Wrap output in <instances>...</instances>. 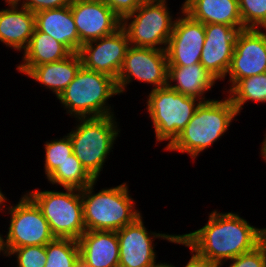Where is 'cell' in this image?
<instances>
[{"label":"cell","mask_w":266,"mask_h":267,"mask_svg":"<svg viewBox=\"0 0 266 267\" xmlns=\"http://www.w3.org/2000/svg\"><path fill=\"white\" fill-rule=\"evenodd\" d=\"M266 228L252 226L235 212L211 211L202 228L178 234L174 244L192 249L215 266L253 250L265 238Z\"/></svg>","instance_id":"1"},{"label":"cell","mask_w":266,"mask_h":267,"mask_svg":"<svg viewBox=\"0 0 266 267\" xmlns=\"http://www.w3.org/2000/svg\"><path fill=\"white\" fill-rule=\"evenodd\" d=\"M238 113L231 99H210L199 104L195 114L175 141L165 151L188 154L195 161L229 130Z\"/></svg>","instance_id":"2"},{"label":"cell","mask_w":266,"mask_h":267,"mask_svg":"<svg viewBox=\"0 0 266 267\" xmlns=\"http://www.w3.org/2000/svg\"><path fill=\"white\" fill-rule=\"evenodd\" d=\"M97 181L81 190L86 231H117L142 215L127 182L95 192Z\"/></svg>","instance_id":"3"},{"label":"cell","mask_w":266,"mask_h":267,"mask_svg":"<svg viewBox=\"0 0 266 267\" xmlns=\"http://www.w3.org/2000/svg\"><path fill=\"white\" fill-rule=\"evenodd\" d=\"M115 95L120 94L114 78L81 66L57 100L72 118H95L115 115L108 102Z\"/></svg>","instance_id":"4"},{"label":"cell","mask_w":266,"mask_h":267,"mask_svg":"<svg viewBox=\"0 0 266 267\" xmlns=\"http://www.w3.org/2000/svg\"><path fill=\"white\" fill-rule=\"evenodd\" d=\"M69 133L73 153L82 166L98 180L105 162L113 152L121 129L115 115L95 118H76Z\"/></svg>","instance_id":"5"},{"label":"cell","mask_w":266,"mask_h":267,"mask_svg":"<svg viewBox=\"0 0 266 267\" xmlns=\"http://www.w3.org/2000/svg\"><path fill=\"white\" fill-rule=\"evenodd\" d=\"M146 96V113L151 120L156 143L167 141L165 150L186 127L202 102L185 96L168 86L153 89Z\"/></svg>","instance_id":"6"},{"label":"cell","mask_w":266,"mask_h":267,"mask_svg":"<svg viewBox=\"0 0 266 267\" xmlns=\"http://www.w3.org/2000/svg\"><path fill=\"white\" fill-rule=\"evenodd\" d=\"M65 190V191H64ZM48 221L55 238L78 240L86 231L83 219L81 190H26Z\"/></svg>","instance_id":"7"},{"label":"cell","mask_w":266,"mask_h":267,"mask_svg":"<svg viewBox=\"0 0 266 267\" xmlns=\"http://www.w3.org/2000/svg\"><path fill=\"white\" fill-rule=\"evenodd\" d=\"M170 10L168 0H146L125 16L121 27L130 45L166 50L176 19Z\"/></svg>","instance_id":"8"},{"label":"cell","mask_w":266,"mask_h":267,"mask_svg":"<svg viewBox=\"0 0 266 267\" xmlns=\"http://www.w3.org/2000/svg\"><path fill=\"white\" fill-rule=\"evenodd\" d=\"M8 200L6 197L0 206V213L10 215L5 235L8 253L14 248L46 245L55 238L41 210L25 192L17 204Z\"/></svg>","instance_id":"9"},{"label":"cell","mask_w":266,"mask_h":267,"mask_svg":"<svg viewBox=\"0 0 266 267\" xmlns=\"http://www.w3.org/2000/svg\"><path fill=\"white\" fill-rule=\"evenodd\" d=\"M168 58L166 50L129 46L124 63L116 79L119 94L127 92L134 80L153 86L151 90L167 86Z\"/></svg>","instance_id":"10"},{"label":"cell","mask_w":266,"mask_h":267,"mask_svg":"<svg viewBox=\"0 0 266 267\" xmlns=\"http://www.w3.org/2000/svg\"><path fill=\"white\" fill-rule=\"evenodd\" d=\"M143 218L141 215L116 231L119 240L118 267H151L157 261L155 239L174 243L179 238L177 234L148 231Z\"/></svg>","instance_id":"11"},{"label":"cell","mask_w":266,"mask_h":267,"mask_svg":"<svg viewBox=\"0 0 266 267\" xmlns=\"http://www.w3.org/2000/svg\"><path fill=\"white\" fill-rule=\"evenodd\" d=\"M266 73V29H243L236 37L235 50L231 59L228 75L229 88L226 94L239 80ZM225 92V93H224Z\"/></svg>","instance_id":"12"},{"label":"cell","mask_w":266,"mask_h":267,"mask_svg":"<svg viewBox=\"0 0 266 267\" xmlns=\"http://www.w3.org/2000/svg\"><path fill=\"white\" fill-rule=\"evenodd\" d=\"M176 17L166 48L168 66H191L200 63L205 24L187 14L183 5Z\"/></svg>","instance_id":"13"},{"label":"cell","mask_w":266,"mask_h":267,"mask_svg":"<svg viewBox=\"0 0 266 267\" xmlns=\"http://www.w3.org/2000/svg\"><path fill=\"white\" fill-rule=\"evenodd\" d=\"M130 43L121 27L115 33L82 44L79 55L82 66L117 79Z\"/></svg>","instance_id":"14"},{"label":"cell","mask_w":266,"mask_h":267,"mask_svg":"<svg viewBox=\"0 0 266 267\" xmlns=\"http://www.w3.org/2000/svg\"><path fill=\"white\" fill-rule=\"evenodd\" d=\"M70 8L82 44L121 28L122 19L102 0H72Z\"/></svg>","instance_id":"15"},{"label":"cell","mask_w":266,"mask_h":267,"mask_svg":"<svg viewBox=\"0 0 266 267\" xmlns=\"http://www.w3.org/2000/svg\"><path fill=\"white\" fill-rule=\"evenodd\" d=\"M239 30L224 24H205L201 65L218 81L226 77Z\"/></svg>","instance_id":"16"},{"label":"cell","mask_w":266,"mask_h":267,"mask_svg":"<svg viewBox=\"0 0 266 267\" xmlns=\"http://www.w3.org/2000/svg\"><path fill=\"white\" fill-rule=\"evenodd\" d=\"M0 9V42L23 52L35 30V14L22 4H7Z\"/></svg>","instance_id":"17"},{"label":"cell","mask_w":266,"mask_h":267,"mask_svg":"<svg viewBox=\"0 0 266 267\" xmlns=\"http://www.w3.org/2000/svg\"><path fill=\"white\" fill-rule=\"evenodd\" d=\"M81 66L82 60L79 53H71L56 62L35 67H16V70L38 82L41 87L52 91L57 98L75 78Z\"/></svg>","instance_id":"18"},{"label":"cell","mask_w":266,"mask_h":267,"mask_svg":"<svg viewBox=\"0 0 266 267\" xmlns=\"http://www.w3.org/2000/svg\"><path fill=\"white\" fill-rule=\"evenodd\" d=\"M77 241L80 256L91 267L119 266V240L116 231H85Z\"/></svg>","instance_id":"19"},{"label":"cell","mask_w":266,"mask_h":267,"mask_svg":"<svg viewBox=\"0 0 266 267\" xmlns=\"http://www.w3.org/2000/svg\"><path fill=\"white\" fill-rule=\"evenodd\" d=\"M35 14V27L62 43L71 53H78L82 43L71 12L70 5L46 9Z\"/></svg>","instance_id":"20"},{"label":"cell","mask_w":266,"mask_h":267,"mask_svg":"<svg viewBox=\"0 0 266 267\" xmlns=\"http://www.w3.org/2000/svg\"><path fill=\"white\" fill-rule=\"evenodd\" d=\"M217 82L201 63L191 66H168L167 86L202 102L210 100L205 94L211 91Z\"/></svg>","instance_id":"21"},{"label":"cell","mask_w":266,"mask_h":267,"mask_svg":"<svg viewBox=\"0 0 266 267\" xmlns=\"http://www.w3.org/2000/svg\"><path fill=\"white\" fill-rule=\"evenodd\" d=\"M183 10L203 24H224L244 29L238 0H184Z\"/></svg>","instance_id":"22"},{"label":"cell","mask_w":266,"mask_h":267,"mask_svg":"<svg viewBox=\"0 0 266 267\" xmlns=\"http://www.w3.org/2000/svg\"><path fill=\"white\" fill-rule=\"evenodd\" d=\"M22 60L16 67H35L68 57L71 52L49 34L36 27L27 48L22 52Z\"/></svg>","instance_id":"23"},{"label":"cell","mask_w":266,"mask_h":267,"mask_svg":"<svg viewBox=\"0 0 266 267\" xmlns=\"http://www.w3.org/2000/svg\"><path fill=\"white\" fill-rule=\"evenodd\" d=\"M236 108L238 115L249 101L266 103V73L239 80L226 94Z\"/></svg>","instance_id":"24"},{"label":"cell","mask_w":266,"mask_h":267,"mask_svg":"<svg viewBox=\"0 0 266 267\" xmlns=\"http://www.w3.org/2000/svg\"><path fill=\"white\" fill-rule=\"evenodd\" d=\"M47 179L49 184L78 190H82L95 180L74 153L59 165Z\"/></svg>","instance_id":"25"},{"label":"cell","mask_w":266,"mask_h":267,"mask_svg":"<svg viewBox=\"0 0 266 267\" xmlns=\"http://www.w3.org/2000/svg\"><path fill=\"white\" fill-rule=\"evenodd\" d=\"M44 267H74L80 255L78 241L68 238H54L46 244Z\"/></svg>","instance_id":"26"},{"label":"cell","mask_w":266,"mask_h":267,"mask_svg":"<svg viewBox=\"0 0 266 267\" xmlns=\"http://www.w3.org/2000/svg\"><path fill=\"white\" fill-rule=\"evenodd\" d=\"M54 140L44 142V171L47 179L56 168L61 165L68 157L73 154L72 143L69 135H64Z\"/></svg>","instance_id":"27"},{"label":"cell","mask_w":266,"mask_h":267,"mask_svg":"<svg viewBox=\"0 0 266 267\" xmlns=\"http://www.w3.org/2000/svg\"><path fill=\"white\" fill-rule=\"evenodd\" d=\"M244 29H266V0H238Z\"/></svg>","instance_id":"28"},{"label":"cell","mask_w":266,"mask_h":267,"mask_svg":"<svg viewBox=\"0 0 266 267\" xmlns=\"http://www.w3.org/2000/svg\"><path fill=\"white\" fill-rule=\"evenodd\" d=\"M12 256L17 263L15 267H44L47 259L46 245L14 248L8 253V258Z\"/></svg>","instance_id":"29"},{"label":"cell","mask_w":266,"mask_h":267,"mask_svg":"<svg viewBox=\"0 0 266 267\" xmlns=\"http://www.w3.org/2000/svg\"><path fill=\"white\" fill-rule=\"evenodd\" d=\"M227 263L228 267H266V240L264 239L253 250L228 260L218 267L227 266Z\"/></svg>","instance_id":"30"},{"label":"cell","mask_w":266,"mask_h":267,"mask_svg":"<svg viewBox=\"0 0 266 267\" xmlns=\"http://www.w3.org/2000/svg\"><path fill=\"white\" fill-rule=\"evenodd\" d=\"M72 0H23L21 3L31 12L36 13L46 9H56L69 6Z\"/></svg>","instance_id":"31"},{"label":"cell","mask_w":266,"mask_h":267,"mask_svg":"<svg viewBox=\"0 0 266 267\" xmlns=\"http://www.w3.org/2000/svg\"><path fill=\"white\" fill-rule=\"evenodd\" d=\"M104 1L121 19L134 12L143 0H102Z\"/></svg>","instance_id":"32"},{"label":"cell","mask_w":266,"mask_h":267,"mask_svg":"<svg viewBox=\"0 0 266 267\" xmlns=\"http://www.w3.org/2000/svg\"><path fill=\"white\" fill-rule=\"evenodd\" d=\"M189 250L191 257L187 263L183 265L184 267H217L206 259L199 257L192 249L189 248Z\"/></svg>","instance_id":"33"},{"label":"cell","mask_w":266,"mask_h":267,"mask_svg":"<svg viewBox=\"0 0 266 267\" xmlns=\"http://www.w3.org/2000/svg\"><path fill=\"white\" fill-rule=\"evenodd\" d=\"M5 234H1L0 232V255L2 254L3 256L8 257V251L6 248V243H5Z\"/></svg>","instance_id":"34"},{"label":"cell","mask_w":266,"mask_h":267,"mask_svg":"<svg viewBox=\"0 0 266 267\" xmlns=\"http://www.w3.org/2000/svg\"><path fill=\"white\" fill-rule=\"evenodd\" d=\"M260 152V157L262 156V160L266 163V133L264 134L263 141L261 142Z\"/></svg>","instance_id":"35"},{"label":"cell","mask_w":266,"mask_h":267,"mask_svg":"<svg viewBox=\"0 0 266 267\" xmlns=\"http://www.w3.org/2000/svg\"><path fill=\"white\" fill-rule=\"evenodd\" d=\"M74 267H91L80 255L75 261Z\"/></svg>","instance_id":"36"},{"label":"cell","mask_w":266,"mask_h":267,"mask_svg":"<svg viewBox=\"0 0 266 267\" xmlns=\"http://www.w3.org/2000/svg\"><path fill=\"white\" fill-rule=\"evenodd\" d=\"M151 267H176L174 264H172V263H168V262H155Z\"/></svg>","instance_id":"37"},{"label":"cell","mask_w":266,"mask_h":267,"mask_svg":"<svg viewBox=\"0 0 266 267\" xmlns=\"http://www.w3.org/2000/svg\"><path fill=\"white\" fill-rule=\"evenodd\" d=\"M3 1V0H2ZM5 4H21L23 2V0H4Z\"/></svg>","instance_id":"38"},{"label":"cell","mask_w":266,"mask_h":267,"mask_svg":"<svg viewBox=\"0 0 266 267\" xmlns=\"http://www.w3.org/2000/svg\"><path fill=\"white\" fill-rule=\"evenodd\" d=\"M5 198H6V194L2 192V189L0 187V206L4 203Z\"/></svg>","instance_id":"39"}]
</instances>
